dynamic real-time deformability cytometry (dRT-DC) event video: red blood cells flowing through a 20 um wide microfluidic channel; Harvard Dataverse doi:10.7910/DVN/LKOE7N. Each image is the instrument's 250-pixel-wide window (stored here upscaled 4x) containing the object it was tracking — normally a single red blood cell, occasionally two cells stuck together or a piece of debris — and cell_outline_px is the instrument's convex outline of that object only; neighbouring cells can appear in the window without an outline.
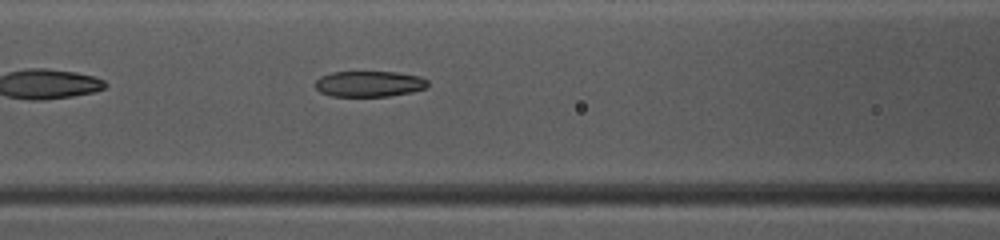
{"species": "common noctule bat (a hibernating species)", "species_latin": "Nyctalus noctula", "temperature_condition": "warm", "stored_images_in_passage": 36, "camera_frame_rate_fps": 3000, "um_per_image_px": 0.085, "animal": {"sex": "female", "body_mass_g": 10.0, "forearm_length_mm": 53.1}, "frame": {"image": 1, "passage_image": 8, "time_ms": 2.333, "image_size_px": [1000, 240], "cell_outline_px": [[428, 88], [412, 92], [388, 96], [332, 96], [320, 92], [316, 88], [316, 80], [320, 76], [332, 72], [396, 72], [420, 76], [428, 80]], "centroid_in_image_um": [31.41, 7.12], "position_along_channel_um": 135.2, "area_um2": 16.99}}
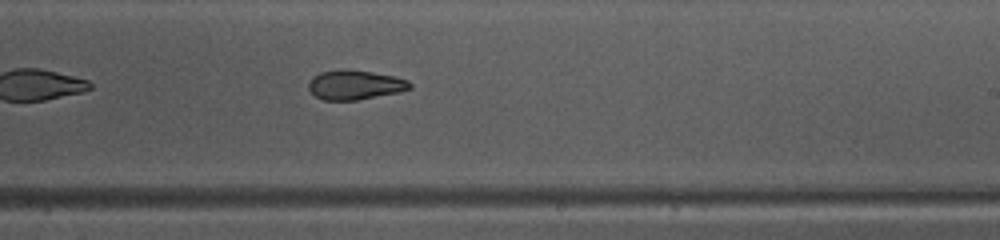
{"frame": {"image": 2, "passage_image": 17, "time_ms": 5.333, "image_size_px": [1000, 240], "cell_outline_px": [[412, 88], [400, 92], [356, 100], [324, 100], [316, 96], [308, 88], [308, 80], [312, 76], [320, 72], [340, 68], [344, 68], [372, 72], [396, 76], [408, 80], [412, 84]], "centroid_in_image_um": [30.17, 7.19], "position_along_channel_um": 258.8, "area_um2": 17.69}}
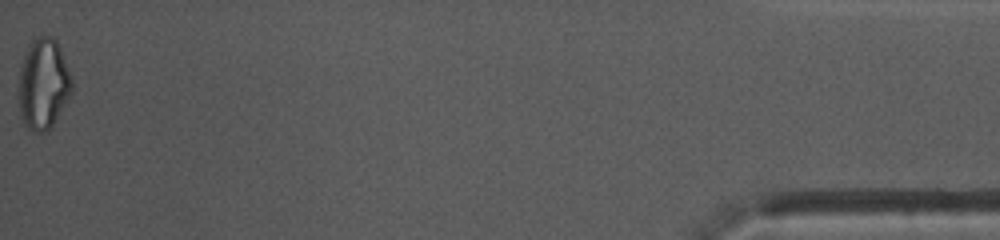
{"frame": {"image": 3, "passage_image": 36, "time_ms": 11.667, "image_size_px": [1000, 240], "cell_outline_px": [[72, 92], [52, 124], [44, 132], [32, 132], [24, 124], [20, 116], [20, 64], [28, 44], [36, 36], [52, 36], [56, 40], [60, 48], [72, 76]], "centroid_in_image_um": [3.68, 7.09], "position_along_channel_um": 431.5, "area_um2": 27.98}, "authors_computed_cell_mechanics": {"area_um2": 18.496, "velocity_mm_per_s": 4.1192, "shape_relaxation_time_tau1_ms": null, "shape_relaxation_time_tau2_ms": 4.7096, "deformation_change_tau1": null, "deformation_change_tau2": 0.1155}}